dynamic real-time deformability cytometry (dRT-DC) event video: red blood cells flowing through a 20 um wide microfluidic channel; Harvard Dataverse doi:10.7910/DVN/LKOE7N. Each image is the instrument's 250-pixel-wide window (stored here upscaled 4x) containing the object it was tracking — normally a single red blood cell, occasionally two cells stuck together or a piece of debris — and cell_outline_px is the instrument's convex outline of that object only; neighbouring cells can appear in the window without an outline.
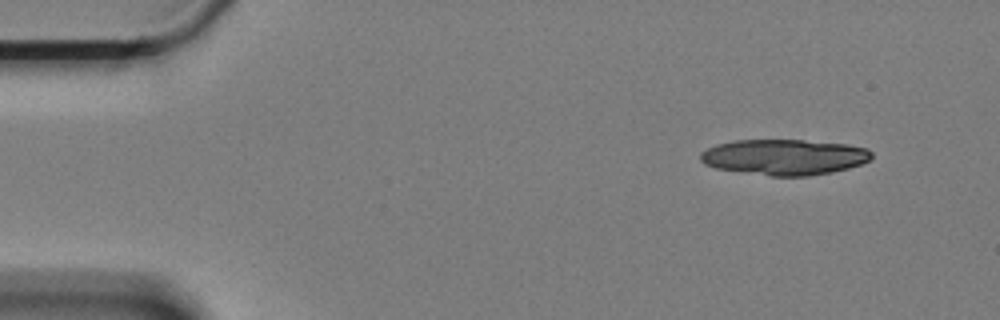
{"species": "Egyptian fruit bat (a non-hibernating species)", "species_latin": "Rousettus aegyptiacus", "temperature_condition": "cold", "stored_images_in_passage": 13, "camera_frame_rate_fps": 3000, "um_per_image_px": 0.085, "animal": {"sex": "female"}, "frame": {"image": 1, "passage_image": 1, "time_ms": 0.0, "image_size_px": [1000, 320], "cell_outline_px": [[872, 160], [848, 168], [832, 172], [808, 176], [772, 176], [716, 168], [704, 164], [700, 160], [700, 152], [716, 144], [736, 140], [804, 140], [848, 144], [868, 148], [872, 152]], "centroid_in_image_um": [66.69, 13.34], "position_along_channel_um": 18.3, "area_um2": 35.72}}